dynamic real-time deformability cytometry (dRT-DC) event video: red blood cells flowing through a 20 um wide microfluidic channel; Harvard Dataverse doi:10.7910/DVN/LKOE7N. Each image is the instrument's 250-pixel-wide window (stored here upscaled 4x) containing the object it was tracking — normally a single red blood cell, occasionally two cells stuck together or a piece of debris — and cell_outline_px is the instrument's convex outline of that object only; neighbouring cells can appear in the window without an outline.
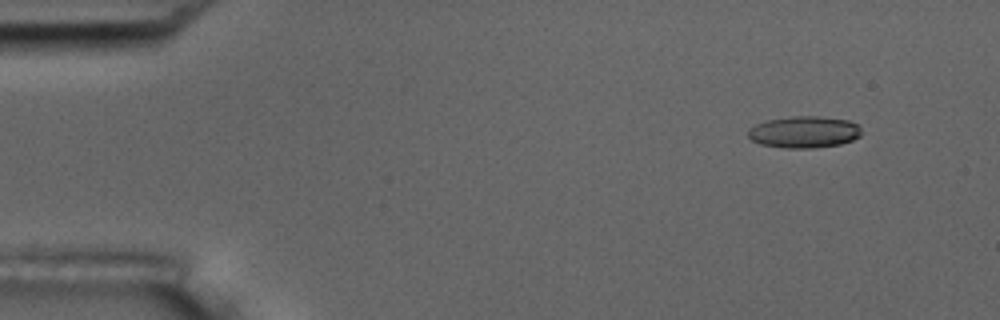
{"species": "common noctule bat (a hibernating species)", "species_latin": "Nyctalus noctula", "temperature_condition": "room temperature", "stored_images_in_passage": 5, "camera_frame_rate_fps": 3000, "um_per_image_px": 0.085, "animal": {"sex": "male", "body_mass_g": 17.5, "forearm_length_mm": 52.3}, "frame": {"image": 1, "passage_image": 2, "time_ms": 1.0, "image_size_px": [1000, 320], "cell_outline_px": [[860, 136], [852, 140], [840, 144], [812, 148], [784, 148], [760, 144], [752, 140], [748, 136], [748, 132], [756, 124], [768, 120], [792, 116], [816, 116], [848, 120], [856, 124], [860, 128]], "centroid_in_image_um": [68.35, 11.23], "position_along_channel_um": 16.7, "area_um2": 20.75}}
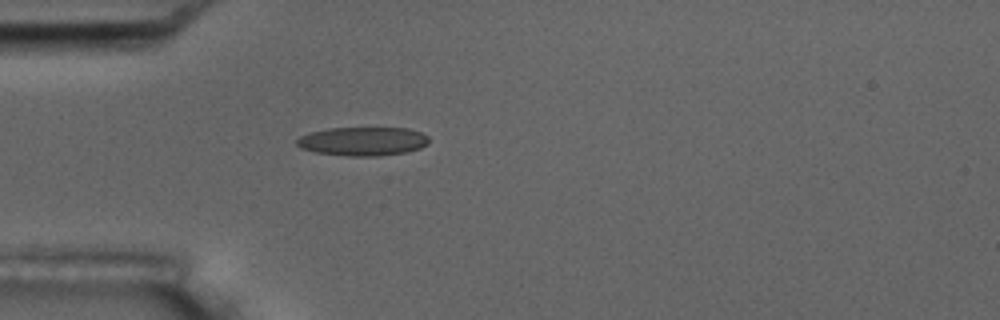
{"frame": {"image": 2, "passage_image": 5, "time_ms": 4.667, "image_size_px": [1000, 320], "cell_outline_px": [[428, 144], [420, 148], [404, 152], [380, 156], [348, 156], [316, 152], [300, 148], [296, 144], [296, 140], [300, 136], [312, 132], [328, 128], [408, 128], [420, 132], [428, 136]], "centroid_in_image_um": [30.84, 12.01], "position_along_channel_um": 54.2, "area_um2": 22.08}}